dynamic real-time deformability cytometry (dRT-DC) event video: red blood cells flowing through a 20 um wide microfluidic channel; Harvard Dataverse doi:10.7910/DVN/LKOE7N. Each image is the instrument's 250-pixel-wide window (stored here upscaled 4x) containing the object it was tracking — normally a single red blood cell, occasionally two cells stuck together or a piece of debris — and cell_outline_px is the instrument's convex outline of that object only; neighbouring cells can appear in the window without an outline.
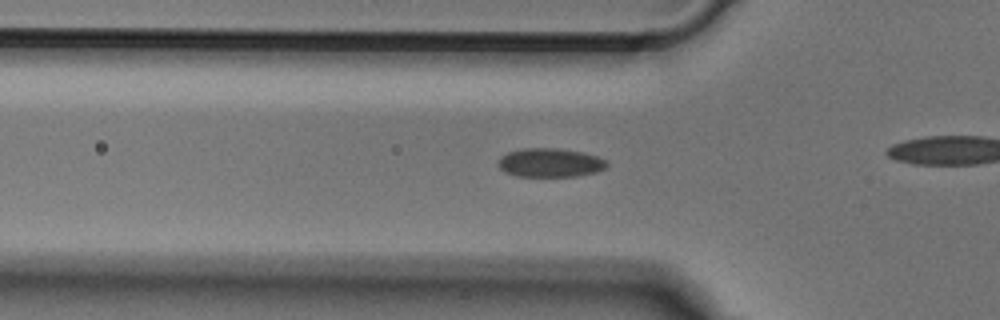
{"species": "Egyptian fruit bat (a non-hibernating species)", "species_latin": "Rousettus aegyptiacus", "temperature_condition": "cold", "stored_images_in_passage": 36, "camera_frame_rate_fps": 3000, "um_per_image_px": 0.085, "animal": {"sex": "male"}, "frame": {"image": 1, "passage_image": 8, "time_ms": 2.333, "image_size_px": [1000, 320], "cell_outline_px": [[608, 168], [596, 172], [576, 176], [516, 176], [500, 168], [500, 156], [508, 152], [524, 148], [556, 148], [580, 152], [596, 156], [604, 160], [608, 164]], "centroid_in_image_um": [46.79, 13.83], "position_along_channel_um": 79.0, "area_um2": 17.98}}
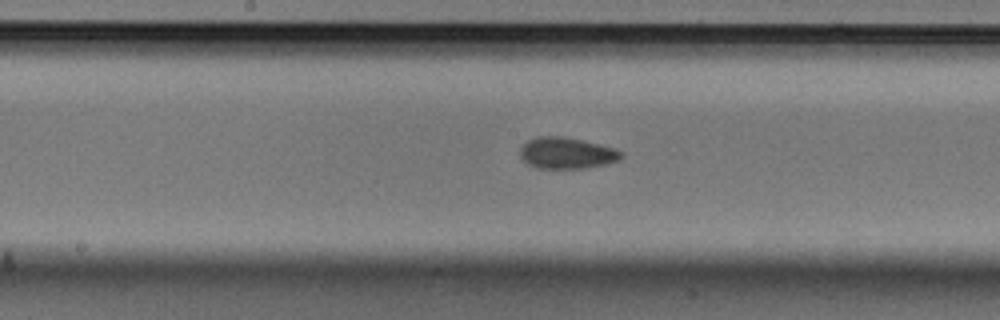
{"frame": {"image": 2, "passage_image": 17, "time_ms": 5.333, "image_size_px": [1000, 320], "cell_outline_px": [[624, 156], [620, 160], [604, 164], [584, 168], [536, 168], [528, 164], [520, 156], [520, 148], [528, 140], [536, 136], [564, 136], [584, 140], [616, 148], [624, 152]], "centroid_in_image_um": [48.2, 13.0], "position_along_channel_um": 200.0, "area_um2": 18.67}}
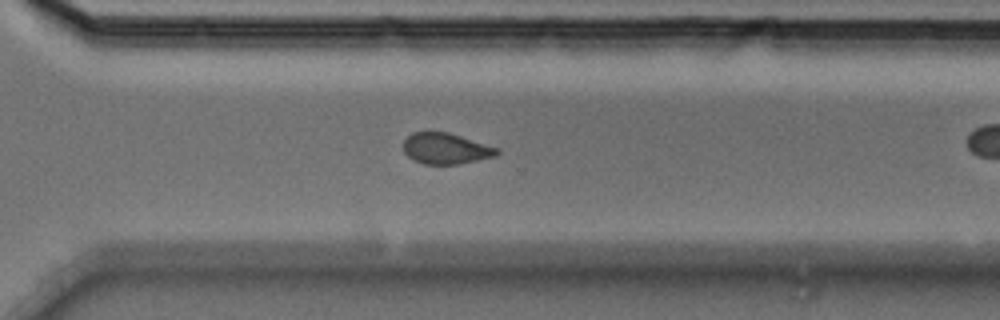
{"frame": {"image": 3, "passage_image": 27, "time_ms": 8.667, "image_size_px": [1000, 320], "cell_outline_px": [[500, 152], [496, 156], [456, 164], [424, 164], [412, 160], [404, 152], [404, 140], [412, 132], [448, 132], [500, 148]], "centroid_in_image_um": [37.9, 12.62], "position_along_channel_um": 332.7, "area_um2": 16.88}}